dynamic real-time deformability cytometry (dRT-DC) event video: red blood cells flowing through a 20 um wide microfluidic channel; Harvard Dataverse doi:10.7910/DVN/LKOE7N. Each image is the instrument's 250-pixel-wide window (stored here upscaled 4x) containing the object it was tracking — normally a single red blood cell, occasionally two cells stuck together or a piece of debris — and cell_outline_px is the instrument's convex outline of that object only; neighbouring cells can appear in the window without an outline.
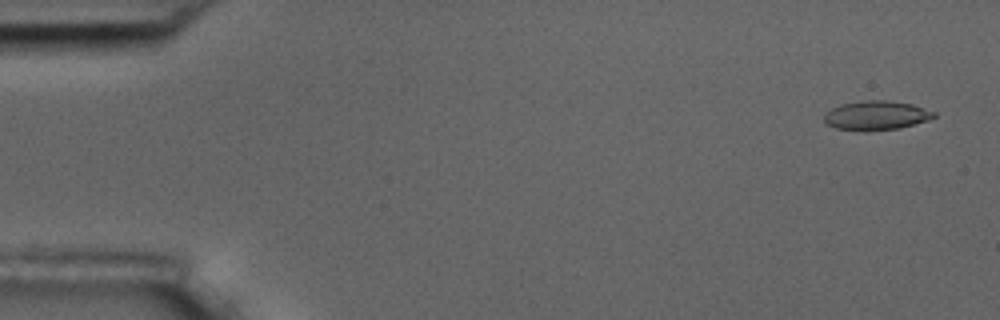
{"species": "common noctule bat (a hibernating species)", "species_latin": "Nyctalus noctula", "temperature_condition": "room temperature", "stored_images_in_passage": 5, "camera_frame_rate_fps": 3000, "um_per_image_px": 0.085, "animal": {"sex": "male", "body_mass_g": 17.5, "forearm_length_mm": 52.3}, "frame": {"image": 1, "passage_image": 1, "time_ms": 0.0, "image_size_px": [1000, 320], "cell_outline_px": [[936, 116], [928, 120], [900, 128], [836, 128], [824, 124], [824, 112], [840, 104], [864, 100], [884, 100], [912, 104], [936, 112]], "centroid_in_image_um": [74.48, 9.76], "position_along_channel_um": 10.5, "area_um2": 18.03}}
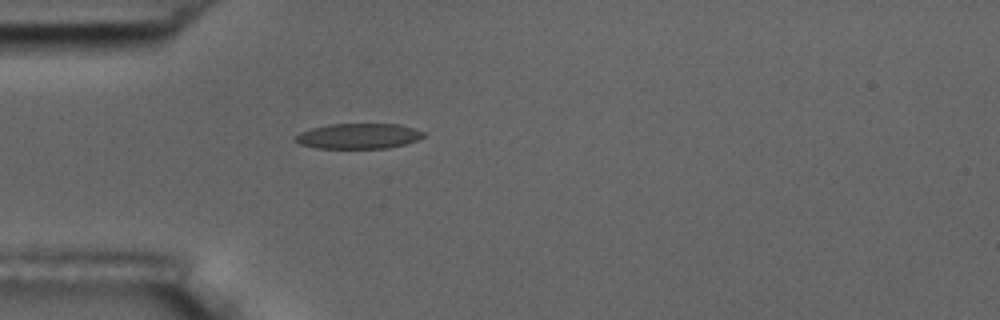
{"frame": {"image": 2, "passage_image": 5, "time_ms": 4.667, "image_size_px": [1000, 320], "cell_outline_px": [[424, 136], [416, 140], [404, 144], [388, 148], [316, 148], [300, 144], [292, 140], [300, 132], [312, 128], [328, 124], [396, 124], [412, 128], [424, 132]], "centroid_in_image_um": [30.42, 11.57], "position_along_channel_um": 54.6, "area_um2": 18.79}}